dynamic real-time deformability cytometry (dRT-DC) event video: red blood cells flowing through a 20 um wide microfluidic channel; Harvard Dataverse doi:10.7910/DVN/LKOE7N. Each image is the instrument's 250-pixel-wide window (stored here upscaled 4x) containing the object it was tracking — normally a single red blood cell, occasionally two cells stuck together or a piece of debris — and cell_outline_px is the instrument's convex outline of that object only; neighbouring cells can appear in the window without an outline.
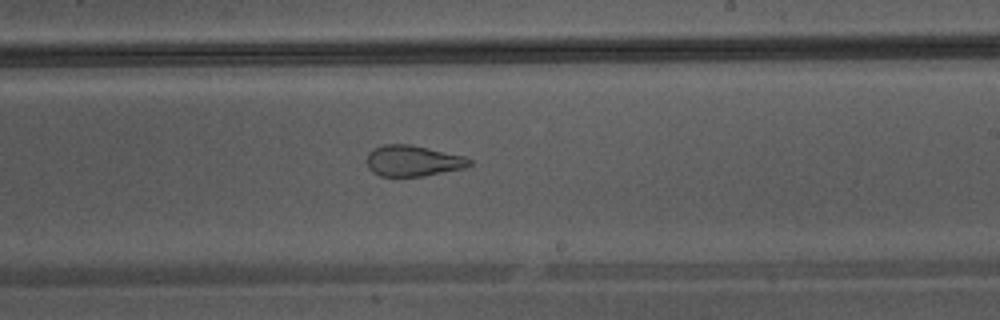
{"species": "Egyptian fruit bat (a non-hibernating species)", "species_latin": "Rousettus aegyptiacus", "temperature_condition": "warm", "stored_images_in_passage": 43, "camera_frame_rate_fps": 3000, "um_per_image_px": 0.085, "animal": {"sex": "male"}, "frame": {"image": 1, "passage_image": 25, "time_ms": 8.0, "image_size_px": [1000, 320], "cell_outline_px": [[472, 164], [464, 168], [424, 176], [380, 176], [372, 172], [368, 168], [364, 160], [368, 152], [384, 144], [408, 144], [428, 148], [464, 156], [472, 160]], "centroid_in_image_um": [35.06, 13.67], "position_along_channel_um": 253.9, "area_um2": 18.61}}